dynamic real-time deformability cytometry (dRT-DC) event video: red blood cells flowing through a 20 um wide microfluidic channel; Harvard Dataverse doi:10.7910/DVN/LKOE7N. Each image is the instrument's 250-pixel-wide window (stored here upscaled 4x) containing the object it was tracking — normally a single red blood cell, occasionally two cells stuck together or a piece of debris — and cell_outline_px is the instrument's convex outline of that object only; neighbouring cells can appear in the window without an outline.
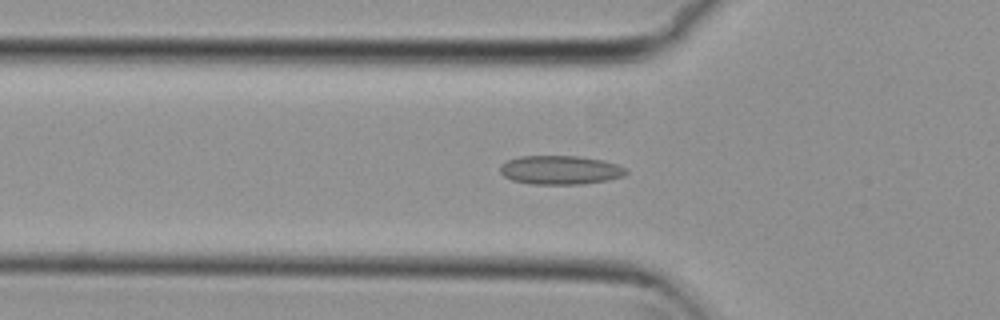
{"species": "common noctule bat (a hibernating species)", "species_latin": "Nyctalus noctula", "temperature_condition": "cold", "stored_images_in_passage": 54, "camera_frame_rate_fps": 3000, "um_per_image_px": 0.085, "animal": {"sex": "female", "body_mass_g": 29.2, "forearm_length_mm": 56.3}, "frame": {"image": 1, "passage_image": 18, "time_ms": 5.667, "image_size_px": [1000, 320], "cell_outline_px": [[628, 172], [624, 176], [608, 180], [580, 184], [532, 184], [512, 180], [504, 176], [500, 172], [500, 164], [508, 160], [520, 156], [576, 156], [604, 160], [616, 164], [624, 168]], "centroid_in_image_um": [47.61, 14.45], "position_along_channel_um": 78.2, "area_um2": 21.15}}
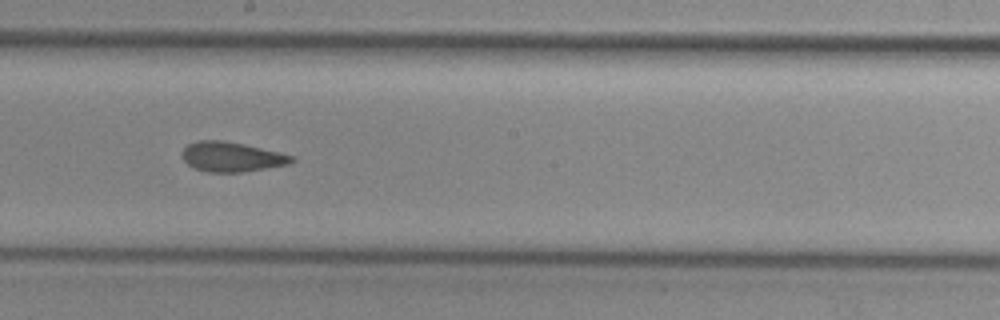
{"frame": {"image": 2, "passage_image": 30, "time_ms": 9.667, "image_size_px": [1000, 320], "cell_outline_px": [[296, 160], [288, 164], [240, 172], [208, 172], [196, 168], [188, 164], [184, 160], [180, 152], [188, 144], [196, 140], [224, 140], [244, 144], [280, 152], [292, 156]], "centroid_in_image_um": [19.66, 13.31], "position_along_channel_um": 228.5, "area_um2": 18.9}}
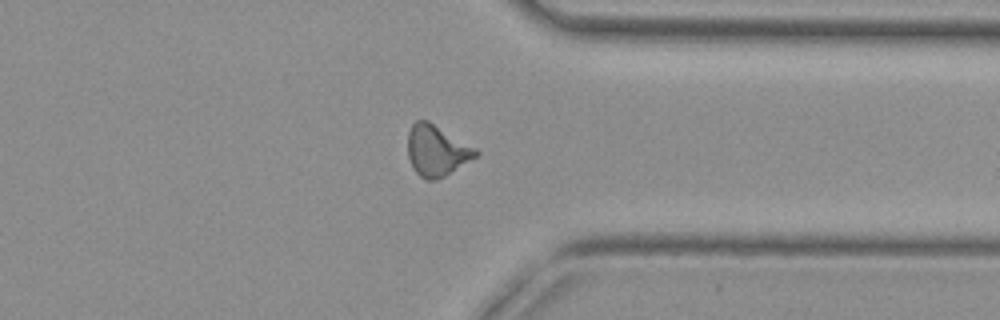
{"frame": {"image": 3, "passage_image": 42, "time_ms": 13.667, "image_size_px": [1000, 320], "cell_outline_px": [[480, 152], [476, 156], [444, 176], [436, 180], [428, 180], [420, 176], [412, 168], [408, 156], [408, 132], [412, 124], [416, 120], [428, 120], [476, 148]], "centroid_in_image_um": [37.09, 12.79], "position_along_channel_um": 374.3, "area_um2": 20.0}, "authors_computed_cell_mechanics": {"area_um2": 19.2474, "velocity_mm_per_s": 3.7456, "shape_relaxation_time_tau1_ms": null, "shape_relaxation_time_tau2_ms": 1.9701, "deformation_change_tau1": null, "deformation_change_tau2": 0.0878}}